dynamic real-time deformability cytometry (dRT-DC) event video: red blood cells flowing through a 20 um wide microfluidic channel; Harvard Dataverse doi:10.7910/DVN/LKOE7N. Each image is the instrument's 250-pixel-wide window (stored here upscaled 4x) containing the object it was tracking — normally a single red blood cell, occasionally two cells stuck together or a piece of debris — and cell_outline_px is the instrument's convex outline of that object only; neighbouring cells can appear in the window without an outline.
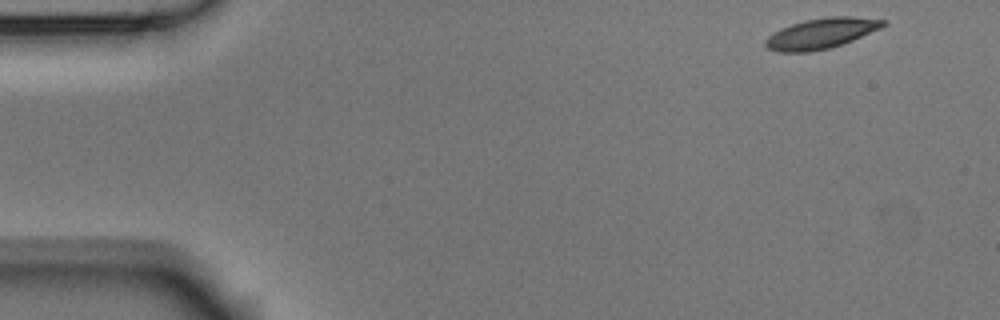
{"species": "Egyptian fruit bat (a non-hibernating species)", "species_latin": "Rousettus aegyptiacus", "temperature_condition": "room temperature", "stored_images_in_passage": 7, "camera_frame_rate_fps": 3000, "um_per_image_px": 0.085, "animal": {"sex": "male"}, "frame": {"image": 1, "passage_image": 1, "time_ms": 0.0, "image_size_px": [1000, 320], "cell_outline_px": [[888, 24], [880, 28], [852, 40], [832, 48], [808, 52], [776, 52], [768, 48], [764, 44], [764, 40], [768, 36], [780, 28], [804, 20], [828, 16], [852, 16], [884, 20]], "centroid_in_image_um": [69.77, 2.84], "position_along_channel_um": 15.2, "area_um2": 20.92}}
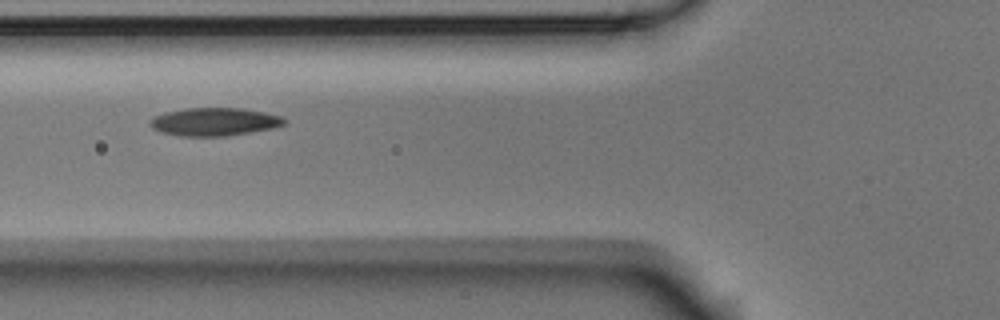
{"frame": {"image": 2, "passage_image": 5, "time_ms": 1.333, "image_size_px": [1000, 320], "cell_outline_px": [[288, 124], [272, 128], [228, 136], [180, 136], [160, 132], [152, 128], [148, 124], [148, 120], [156, 116], [168, 112], [188, 108], [240, 108], [264, 112], [284, 116], [288, 120]], "centroid_in_image_um": [18.27, 10.36], "position_along_channel_um": 107.5, "area_um2": 22.08}}
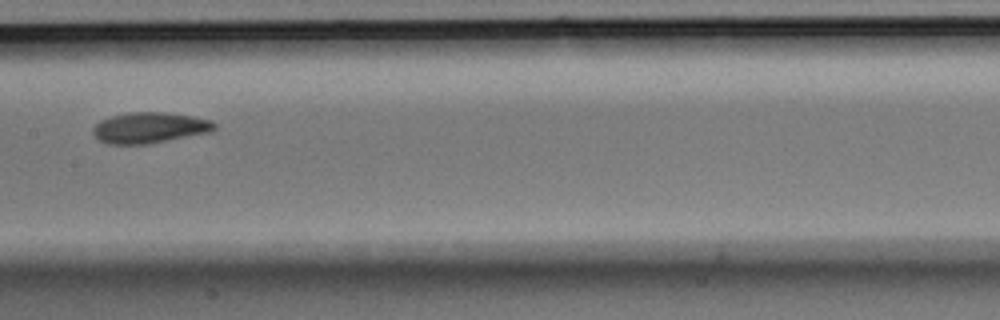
{"frame": {"image": 3, "passage_image": 7, "time_ms": 2.0, "image_size_px": [1000, 320], "cell_outline_px": [[216, 128], [208, 132], [148, 144], [108, 144], [100, 140], [92, 132], [92, 128], [100, 120], [112, 116], [128, 112], [164, 112], [192, 116], [212, 120], [216, 124]], "centroid_in_image_um": [12.7, 10.85], "position_along_channel_um": 194.7, "area_um2": 21.68}}